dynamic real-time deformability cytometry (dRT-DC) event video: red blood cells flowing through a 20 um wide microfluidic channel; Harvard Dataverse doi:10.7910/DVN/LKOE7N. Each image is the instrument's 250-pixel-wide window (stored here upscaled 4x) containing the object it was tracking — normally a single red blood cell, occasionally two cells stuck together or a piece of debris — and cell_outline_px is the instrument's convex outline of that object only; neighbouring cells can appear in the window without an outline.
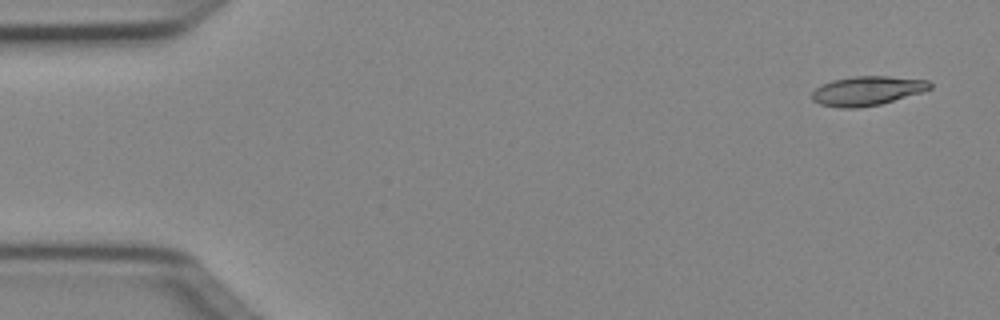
{"species": "Egyptian fruit bat (a non-hibernating species)", "species_latin": "Rousettus aegyptiacus", "temperature_condition": "cold", "stored_images_in_passage": 5, "camera_frame_rate_fps": 3000, "um_per_image_px": 0.085, "animal": {"sex": "female"}, "frame": {"image": 1, "passage_image": 1, "time_ms": 0.0, "image_size_px": [1000, 320], "cell_outline_px": [[932, 88], [920, 92], [880, 104], [856, 108], [840, 108], [820, 104], [812, 100], [812, 92], [820, 84], [832, 80], [852, 76], [888, 76], [928, 80], [932, 84]], "centroid_in_image_um": [73.67, 7.71], "position_along_channel_um": 11.3, "area_um2": 20.06}}
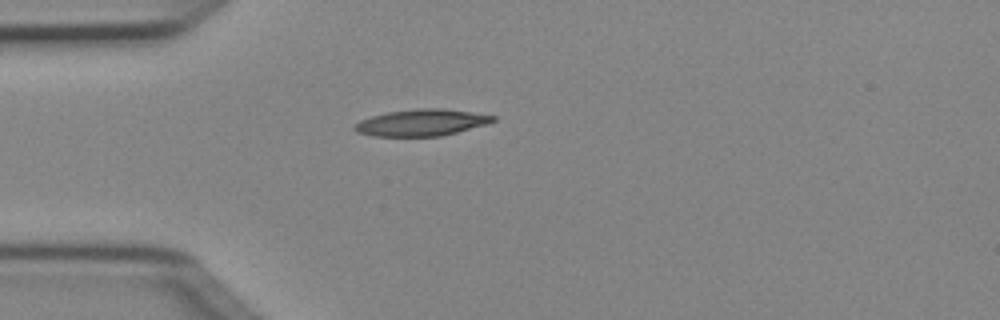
{"frame": {"image": 2, "passage_image": 4, "time_ms": 1.0, "image_size_px": [1000, 320], "cell_outline_px": [[496, 120], [488, 124], [440, 136], [372, 136], [356, 132], [352, 128], [360, 120], [372, 116], [388, 112], [416, 108], [444, 108], [496, 116]], "centroid_in_image_um": [35.82, 10.42], "position_along_channel_um": 49.2, "area_um2": 21.44}}